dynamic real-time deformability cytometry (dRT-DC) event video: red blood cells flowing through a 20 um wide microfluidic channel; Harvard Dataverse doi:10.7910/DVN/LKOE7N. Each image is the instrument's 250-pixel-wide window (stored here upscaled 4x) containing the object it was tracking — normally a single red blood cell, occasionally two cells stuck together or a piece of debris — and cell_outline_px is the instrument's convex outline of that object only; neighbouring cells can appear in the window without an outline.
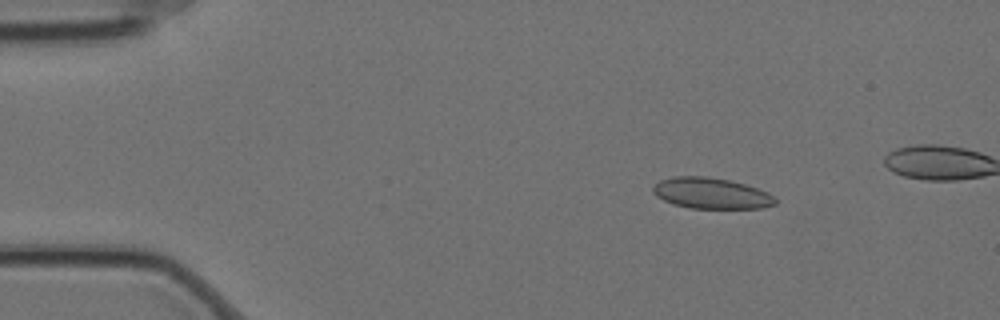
{"species": "Egyptian fruit bat (a non-hibernating species)", "species_latin": "Rousettus aegyptiacus", "temperature_condition": "cold", "stored_images_in_passage": 8, "camera_frame_rate_fps": 3000, "um_per_image_px": 0.085, "animal": {"sex": "female"}, "frame": {"image": 1, "passage_image": 3, "time_ms": 0.667, "image_size_px": [1000, 320], "cell_outline_px": [[776, 204], [764, 208], [692, 208], [672, 204], [656, 196], [652, 192], [652, 188], [660, 180], [672, 176], [708, 176], [728, 180], [744, 184], [768, 192], [776, 200]], "centroid_in_image_um": [60.43, 16.42], "position_along_channel_um": 24.6, "area_um2": 22.02}}
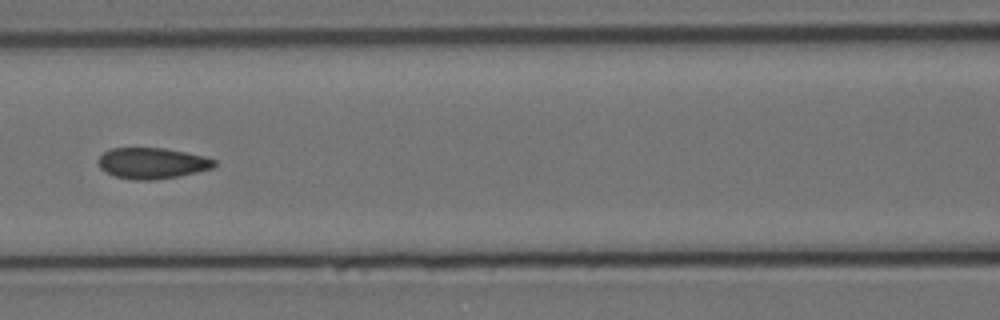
{"frame": {"image": 2, "passage_image": 7, "time_ms": 2.0, "image_size_px": [1000, 320], "cell_outline_px": [[216, 164], [212, 168], [196, 172], [176, 176], [152, 180], [132, 180], [116, 176], [100, 168], [96, 160], [104, 152], [112, 148], [164, 148], [204, 156], [216, 160]], "centroid_in_image_um": [12.91, 13.86], "position_along_channel_um": 153.7, "area_um2": 20.75}}
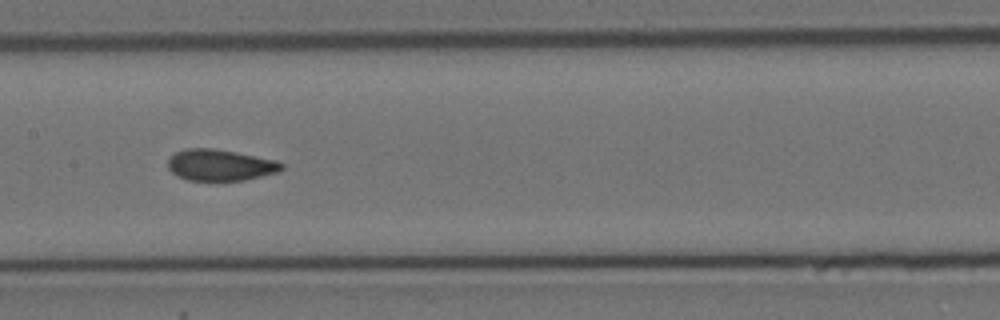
{"frame": {"image": 3, "passage_image": 8, "time_ms": 2.333, "image_size_px": [1000, 320], "cell_outline_px": [[284, 168], [276, 172], [244, 180], [188, 180], [176, 176], [168, 168], [168, 160], [176, 152], [188, 148], [212, 148], [236, 152], [276, 160], [284, 164]], "centroid_in_image_um": [18.7, 14.03], "position_along_channel_um": 188.7, "area_um2": 20.58}}